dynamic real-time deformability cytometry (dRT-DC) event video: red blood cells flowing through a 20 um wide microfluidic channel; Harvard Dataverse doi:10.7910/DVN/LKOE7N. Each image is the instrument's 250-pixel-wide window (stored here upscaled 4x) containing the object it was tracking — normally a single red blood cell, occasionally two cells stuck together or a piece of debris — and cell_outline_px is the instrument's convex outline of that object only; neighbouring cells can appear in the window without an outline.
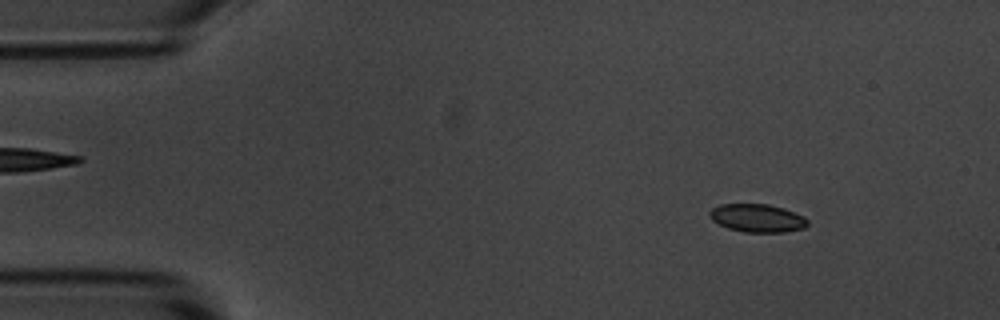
{"species": "common noctule bat (a hibernating species)", "species_latin": "Nyctalus noctula", "temperature_condition": "room temperature", "stored_images_in_passage": 12, "camera_frame_rate_fps": 3000, "um_per_image_px": 0.085, "animal": {"sex": "male", "body_mass_g": 20.1, "forearm_length_mm": 53.5}, "frame": {"image": 1, "passage_image": 6, "time_ms": 1.667, "image_size_px": [1000, 320], "cell_outline_px": [[808, 224], [804, 228], [784, 232], [744, 232], [728, 228], [712, 220], [708, 216], [708, 212], [712, 208], [720, 204], [768, 204], [784, 208], [804, 216], [808, 220]], "centroid_in_image_um": [64.36, 18.53], "position_along_channel_um": 20.6, "area_um2": 16.13}}